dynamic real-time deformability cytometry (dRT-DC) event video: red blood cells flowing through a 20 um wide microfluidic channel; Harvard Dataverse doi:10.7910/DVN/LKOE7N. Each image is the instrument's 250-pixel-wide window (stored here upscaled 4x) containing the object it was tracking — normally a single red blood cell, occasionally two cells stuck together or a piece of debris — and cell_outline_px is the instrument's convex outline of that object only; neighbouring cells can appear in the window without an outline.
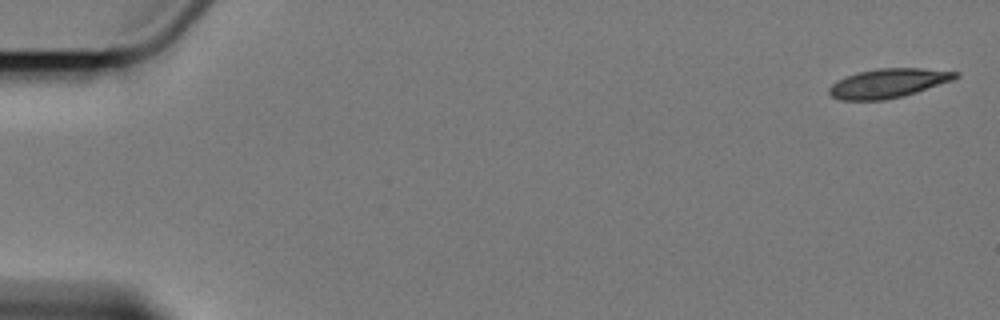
{"species": "Egyptian fruit bat (a non-hibernating species)", "species_latin": "Rousettus aegyptiacus", "temperature_condition": "cold", "stored_images_in_passage": 7, "camera_frame_rate_fps": 3000, "um_per_image_px": 0.085, "animal": {"sex": "female"}, "frame": {"image": 1, "passage_image": 1, "time_ms": 0.0, "image_size_px": [1000, 320], "cell_outline_px": [[960, 76], [952, 80], [904, 96], [884, 100], [840, 100], [832, 96], [828, 92], [828, 88], [836, 80], [860, 72], [880, 68], [920, 68], [960, 72]], "centroid_in_image_um": [75.5, 7.08], "position_along_channel_um": 9.5, "area_um2": 21.33}}
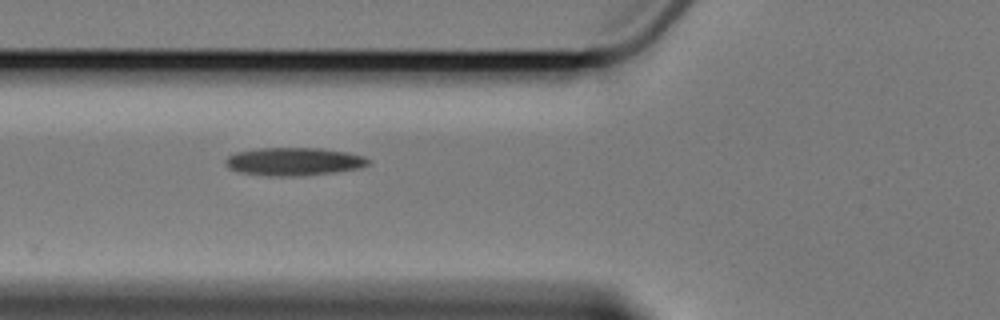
{"frame": {"image": 2, "passage_image": 7, "time_ms": 7.0, "image_size_px": [1000, 320], "cell_outline_px": [[372, 160], [368, 164], [360, 168], [336, 172], [300, 176], [268, 176], [240, 172], [228, 168], [224, 164], [224, 160], [228, 156], [236, 152], [260, 148], [320, 148], [348, 152], [364, 156]], "centroid_in_image_um": [24.98, 13.73], "position_along_channel_um": 100.8, "area_um2": 23.52}}